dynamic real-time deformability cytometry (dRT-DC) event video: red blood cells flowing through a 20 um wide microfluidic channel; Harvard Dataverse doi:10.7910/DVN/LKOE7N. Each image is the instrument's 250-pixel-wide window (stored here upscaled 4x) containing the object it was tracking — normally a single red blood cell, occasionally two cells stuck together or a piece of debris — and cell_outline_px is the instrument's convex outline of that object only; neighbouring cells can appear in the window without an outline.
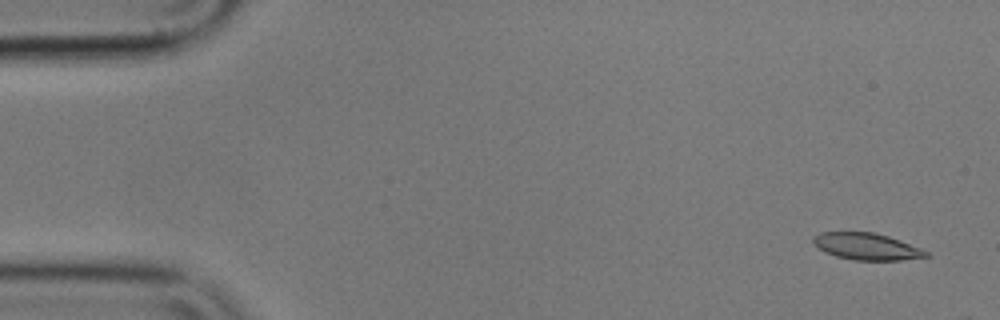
{"species": "common noctule bat (a hibernating species)", "species_latin": "Nyctalus noctula", "temperature_condition": "cold", "stored_images_in_passage": 6, "camera_frame_rate_fps": 3000, "um_per_image_px": 0.085, "animal": {"sex": "male", "body_mass_g": 17.9}, "frame": {"image": 1, "passage_image": 1, "time_ms": 0.0, "image_size_px": [1000, 320], "cell_outline_px": [[928, 256], [900, 260], [856, 260], [836, 256], [824, 252], [812, 244], [812, 236], [820, 232], [872, 232], [888, 236], [900, 240], [920, 248], [928, 252]], "centroid_in_image_um": [73.6, 20.94], "position_along_channel_um": 11.4, "area_um2": 17.57}}